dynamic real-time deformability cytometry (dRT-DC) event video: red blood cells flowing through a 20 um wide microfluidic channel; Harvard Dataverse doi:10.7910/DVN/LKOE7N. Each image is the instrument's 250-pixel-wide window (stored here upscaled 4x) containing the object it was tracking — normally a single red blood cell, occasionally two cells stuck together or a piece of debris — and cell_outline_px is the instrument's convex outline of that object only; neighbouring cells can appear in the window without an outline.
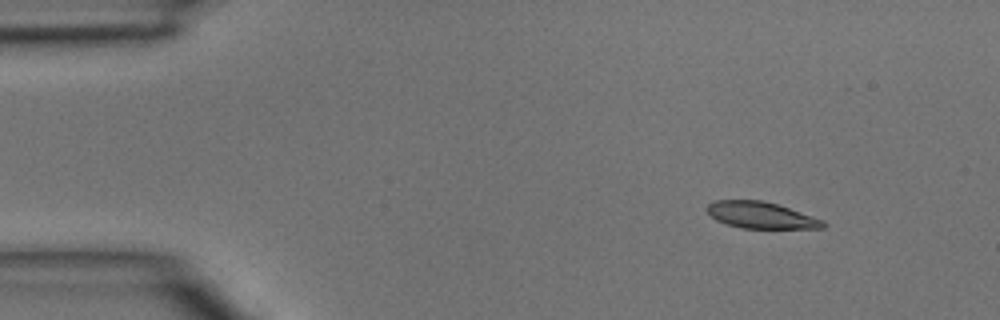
{"species": "common noctule bat (a hibernating species)", "species_latin": "Nyctalus noctula", "temperature_condition": "room temperature", "stored_images_in_passage": 3, "camera_frame_rate_fps": 3000, "um_per_image_px": 0.085, "animal": {"sex": "male", "body_mass_g": 15.6}, "frame": {"image": 1, "passage_image": 1, "time_ms": 0.0, "image_size_px": [1000, 320], "cell_outline_px": [[828, 224], [824, 228], [740, 228], [716, 220], [704, 208], [708, 204], [716, 200], [760, 200], [776, 204], [824, 220]], "centroid_in_image_um": [64.67, 18.29], "position_along_channel_um": 20.3, "area_um2": 17.8}}
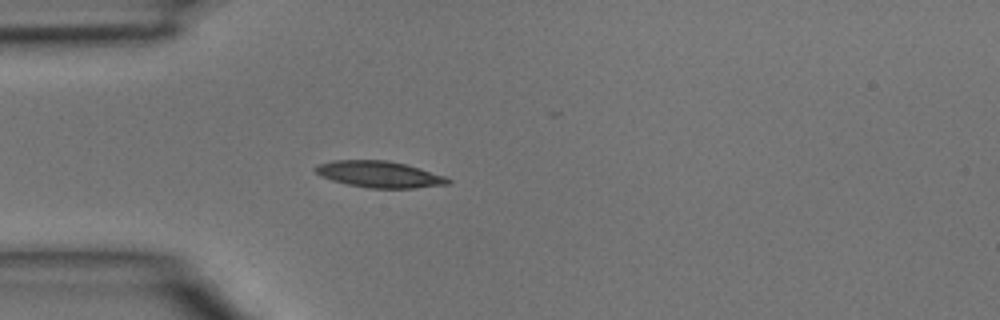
{"frame": {"image": 2, "passage_image": 3, "time_ms": 0.667, "image_size_px": [1000, 320], "cell_outline_px": [[452, 184], [416, 188], [368, 188], [348, 184], [332, 180], [320, 176], [312, 168], [316, 164], [332, 160], [388, 160], [420, 168], [448, 176], [452, 180]], "centroid_in_image_um": [32.28, 14.81], "position_along_channel_um": 52.7, "area_um2": 20.75}}